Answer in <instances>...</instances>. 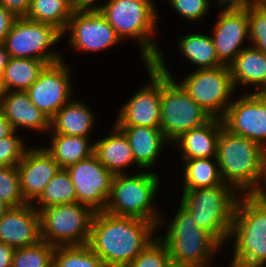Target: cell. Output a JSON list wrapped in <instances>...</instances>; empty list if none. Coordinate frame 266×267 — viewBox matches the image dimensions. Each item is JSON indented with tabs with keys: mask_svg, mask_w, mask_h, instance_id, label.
Here are the masks:
<instances>
[{
	"mask_svg": "<svg viewBox=\"0 0 266 267\" xmlns=\"http://www.w3.org/2000/svg\"><path fill=\"white\" fill-rule=\"evenodd\" d=\"M157 232L149 221L95 212L86 245L107 267H127L158 236Z\"/></svg>",
	"mask_w": 266,
	"mask_h": 267,
	"instance_id": "1",
	"label": "cell"
},
{
	"mask_svg": "<svg viewBox=\"0 0 266 267\" xmlns=\"http://www.w3.org/2000/svg\"><path fill=\"white\" fill-rule=\"evenodd\" d=\"M220 175L241 195L260 194L266 182V150L224 127L217 143Z\"/></svg>",
	"mask_w": 266,
	"mask_h": 267,
	"instance_id": "2",
	"label": "cell"
},
{
	"mask_svg": "<svg viewBox=\"0 0 266 267\" xmlns=\"http://www.w3.org/2000/svg\"><path fill=\"white\" fill-rule=\"evenodd\" d=\"M230 243L233 255L228 267H266V200L260 194L239 197Z\"/></svg>",
	"mask_w": 266,
	"mask_h": 267,
	"instance_id": "3",
	"label": "cell"
},
{
	"mask_svg": "<svg viewBox=\"0 0 266 267\" xmlns=\"http://www.w3.org/2000/svg\"><path fill=\"white\" fill-rule=\"evenodd\" d=\"M176 209L173 218L162 215L158 225L159 231L166 224L165 235L158 237L166 244L173 266L212 267V260L222 246L196 225L192 215L181 204Z\"/></svg>",
	"mask_w": 266,
	"mask_h": 267,
	"instance_id": "4",
	"label": "cell"
},
{
	"mask_svg": "<svg viewBox=\"0 0 266 267\" xmlns=\"http://www.w3.org/2000/svg\"><path fill=\"white\" fill-rule=\"evenodd\" d=\"M155 6L154 0H109L98 9L122 41H137L144 64L153 63L161 51L155 39L160 19Z\"/></svg>",
	"mask_w": 266,
	"mask_h": 267,
	"instance_id": "5",
	"label": "cell"
},
{
	"mask_svg": "<svg viewBox=\"0 0 266 267\" xmlns=\"http://www.w3.org/2000/svg\"><path fill=\"white\" fill-rule=\"evenodd\" d=\"M180 204L201 229L227 246L236 205L241 194L227 183L216 187L182 190Z\"/></svg>",
	"mask_w": 266,
	"mask_h": 267,
	"instance_id": "6",
	"label": "cell"
},
{
	"mask_svg": "<svg viewBox=\"0 0 266 267\" xmlns=\"http://www.w3.org/2000/svg\"><path fill=\"white\" fill-rule=\"evenodd\" d=\"M138 172L135 175L134 173L114 175L104 211L117 216L149 221L158 228L163 213L156 207L158 205L155 197L162 180L155 171Z\"/></svg>",
	"mask_w": 266,
	"mask_h": 267,
	"instance_id": "7",
	"label": "cell"
},
{
	"mask_svg": "<svg viewBox=\"0 0 266 267\" xmlns=\"http://www.w3.org/2000/svg\"><path fill=\"white\" fill-rule=\"evenodd\" d=\"M163 56L160 51L152 64L161 72L160 129L172 143L182 133L207 123L212 116L176 81Z\"/></svg>",
	"mask_w": 266,
	"mask_h": 267,
	"instance_id": "8",
	"label": "cell"
},
{
	"mask_svg": "<svg viewBox=\"0 0 266 267\" xmlns=\"http://www.w3.org/2000/svg\"><path fill=\"white\" fill-rule=\"evenodd\" d=\"M36 210L44 242L54 247L87 244L95 214L91 208L76 202Z\"/></svg>",
	"mask_w": 266,
	"mask_h": 267,
	"instance_id": "9",
	"label": "cell"
},
{
	"mask_svg": "<svg viewBox=\"0 0 266 267\" xmlns=\"http://www.w3.org/2000/svg\"><path fill=\"white\" fill-rule=\"evenodd\" d=\"M61 40L62 32L53 25L20 17L14 20L3 45L9 57L37 59L52 64L64 58L60 52L51 49Z\"/></svg>",
	"mask_w": 266,
	"mask_h": 267,
	"instance_id": "10",
	"label": "cell"
},
{
	"mask_svg": "<svg viewBox=\"0 0 266 267\" xmlns=\"http://www.w3.org/2000/svg\"><path fill=\"white\" fill-rule=\"evenodd\" d=\"M188 95L214 118H222L234 99L229 66L194 69L178 81Z\"/></svg>",
	"mask_w": 266,
	"mask_h": 267,
	"instance_id": "11",
	"label": "cell"
},
{
	"mask_svg": "<svg viewBox=\"0 0 266 267\" xmlns=\"http://www.w3.org/2000/svg\"><path fill=\"white\" fill-rule=\"evenodd\" d=\"M66 34H70L67 42L69 48L90 54L105 52L123 42L99 10L75 9L62 33V38Z\"/></svg>",
	"mask_w": 266,
	"mask_h": 267,
	"instance_id": "12",
	"label": "cell"
},
{
	"mask_svg": "<svg viewBox=\"0 0 266 267\" xmlns=\"http://www.w3.org/2000/svg\"><path fill=\"white\" fill-rule=\"evenodd\" d=\"M64 59L47 64L36 81L26 90L30 101L51 119L64 105L74 99L69 63ZM69 66V67H68Z\"/></svg>",
	"mask_w": 266,
	"mask_h": 267,
	"instance_id": "13",
	"label": "cell"
},
{
	"mask_svg": "<svg viewBox=\"0 0 266 267\" xmlns=\"http://www.w3.org/2000/svg\"><path fill=\"white\" fill-rule=\"evenodd\" d=\"M148 83L138 89L116 113L117 126H146L160 128L161 72L152 64H144Z\"/></svg>",
	"mask_w": 266,
	"mask_h": 267,
	"instance_id": "14",
	"label": "cell"
},
{
	"mask_svg": "<svg viewBox=\"0 0 266 267\" xmlns=\"http://www.w3.org/2000/svg\"><path fill=\"white\" fill-rule=\"evenodd\" d=\"M221 118L229 132L250 139L266 150V100L243 90Z\"/></svg>",
	"mask_w": 266,
	"mask_h": 267,
	"instance_id": "15",
	"label": "cell"
},
{
	"mask_svg": "<svg viewBox=\"0 0 266 267\" xmlns=\"http://www.w3.org/2000/svg\"><path fill=\"white\" fill-rule=\"evenodd\" d=\"M72 179L77 202L94 212L105 210L114 175L93 154L87 159L66 168Z\"/></svg>",
	"mask_w": 266,
	"mask_h": 267,
	"instance_id": "16",
	"label": "cell"
},
{
	"mask_svg": "<svg viewBox=\"0 0 266 267\" xmlns=\"http://www.w3.org/2000/svg\"><path fill=\"white\" fill-rule=\"evenodd\" d=\"M217 15L218 18L213 25L210 36L218 60L223 65L229 66L237 55L247 47L246 41L250 42L247 10L219 11Z\"/></svg>",
	"mask_w": 266,
	"mask_h": 267,
	"instance_id": "17",
	"label": "cell"
},
{
	"mask_svg": "<svg viewBox=\"0 0 266 267\" xmlns=\"http://www.w3.org/2000/svg\"><path fill=\"white\" fill-rule=\"evenodd\" d=\"M24 200L33 203L60 170L53 156L40 144L29 147L17 165Z\"/></svg>",
	"mask_w": 266,
	"mask_h": 267,
	"instance_id": "18",
	"label": "cell"
},
{
	"mask_svg": "<svg viewBox=\"0 0 266 267\" xmlns=\"http://www.w3.org/2000/svg\"><path fill=\"white\" fill-rule=\"evenodd\" d=\"M42 241L38 211L31 203L9 208L0 217V242L14 249Z\"/></svg>",
	"mask_w": 266,
	"mask_h": 267,
	"instance_id": "19",
	"label": "cell"
},
{
	"mask_svg": "<svg viewBox=\"0 0 266 267\" xmlns=\"http://www.w3.org/2000/svg\"><path fill=\"white\" fill-rule=\"evenodd\" d=\"M1 110L14 131H50V119L30 101L26 91H7Z\"/></svg>",
	"mask_w": 266,
	"mask_h": 267,
	"instance_id": "20",
	"label": "cell"
},
{
	"mask_svg": "<svg viewBox=\"0 0 266 267\" xmlns=\"http://www.w3.org/2000/svg\"><path fill=\"white\" fill-rule=\"evenodd\" d=\"M223 122L212 117L207 123L182 133L172 144L178 147L182 160L216 158L217 143Z\"/></svg>",
	"mask_w": 266,
	"mask_h": 267,
	"instance_id": "21",
	"label": "cell"
},
{
	"mask_svg": "<svg viewBox=\"0 0 266 267\" xmlns=\"http://www.w3.org/2000/svg\"><path fill=\"white\" fill-rule=\"evenodd\" d=\"M112 128L108 135L94 141V155L113 175L128 174V168L131 165L134 167V164L140 171L141 168L134 160L128 138L115 123Z\"/></svg>",
	"mask_w": 266,
	"mask_h": 267,
	"instance_id": "22",
	"label": "cell"
},
{
	"mask_svg": "<svg viewBox=\"0 0 266 267\" xmlns=\"http://www.w3.org/2000/svg\"><path fill=\"white\" fill-rule=\"evenodd\" d=\"M129 140L136 164L141 170L151 171L166 144L172 143L160 128L146 126H118Z\"/></svg>",
	"mask_w": 266,
	"mask_h": 267,
	"instance_id": "23",
	"label": "cell"
},
{
	"mask_svg": "<svg viewBox=\"0 0 266 267\" xmlns=\"http://www.w3.org/2000/svg\"><path fill=\"white\" fill-rule=\"evenodd\" d=\"M83 100H77L74 97L70 102L64 105L51 119V133L64 134L68 136L92 135L96 116L92 108Z\"/></svg>",
	"mask_w": 266,
	"mask_h": 267,
	"instance_id": "24",
	"label": "cell"
},
{
	"mask_svg": "<svg viewBox=\"0 0 266 267\" xmlns=\"http://www.w3.org/2000/svg\"><path fill=\"white\" fill-rule=\"evenodd\" d=\"M235 89L262 85L266 76V54L248 44L229 65ZM239 86V87H238Z\"/></svg>",
	"mask_w": 266,
	"mask_h": 267,
	"instance_id": "25",
	"label": "cell"
},
{
	"mask_svg": "<svg viewBox=\"0 0 266 267\" xmlns=\"http://www.w3.org/2000/svg\"><path fill=\"white\" fill-rule=\"evenodd\" d=\"M51 143L44 148L53 156L60 169H66L94 154V144L90 137L68 136L48 132Z\"/></svg>",
	"mask_w": 266,
	"mask_h": 267,
	"instance_id": "26",
	"label": "cell"
},
{
	"mask_svg": "<svg viewBox=\"0 0 266 267\" xmlns=\"http://www.w3.org/2000/svg\"><path fill=\"white\" fill-rule=\"evenodd\" d=\"M176 41L179 52L196 69L215 68L223 64L218 60L215 46L209 34L200 32L181 35Z\"/></svg>",
	"mask_w": 266,
	"mask_h": 267,
	"instance_id": "27",
	"label": "cell"
},
{
	"mask_svg": "<svg viewBox=\"0 0 266 267\" xmlns=\"http://www.w3.org/2000/svg\"><path fill=\"white\" fill-rule=\"evenodd\" d=\"M182 190L216 187L224 181L216 158L182 160Z\"/></svg>",
	"mask_w": 266,
	"mask_h": 267,
	"instance_id": "28",
	"label": "cell"
},
{
	"mask_svg": "<svg viewBox=\"0 0 266 267\" xmlns=\"http://www.w3.org/2000/svg\"><path fill=\"white\" fill-rule=\"evenodd\" d=\"M46 65L37 59L10 57L1 75L6 91H26Z\"/></svg>",
	"mask_w": 266,
	"mask_h": 267,
	"instance_id": "29",
	"label": "cell"
},
{
	"mask_svg": "<svg viewBox=\"0 0 266 267\" xmlns=\"http://www.w3.org/2000/svg\"><path fill=\"white\" fill-rule=\"evenodd\" d=\"M74 10L72 0H31L25 18L51 24L63 33Z\"/></svg>",
	"mask_w": 266,
	"mask_h": 267,
	"instance_id": "30",
	"label": "cell"
},
{
	"mask_svg": "<svg viewBox=\"0 0 266 267\" xmlns=\"http://www.w3.org/2000/svg\"><path fill=\"white\" fill-rule=\"evenodd\" d=\"M76 202L77 195L72 179L66 169H60L32 205L35 209H45Z\"/></svg>",
	"mask_w": 266,
	"mask_h": 267,
	"instance_id": "31",
	"label": "cell"
},
{
	"mask_svg": "<svg viewBox=\"0 0 266 267\" xmlns=\"http://www.w3.org/2000/svg\"><path fill=\"white\" fill-rule=\"evenodd\" d=\"M52 267H107L87 245L56 247Z\"/></svg>",
	"mask_w": 266,
	"mask_h": 267,
	"instance_id": "32",
	"label": "cell"
},
{
	"mask_svg": "<svg viewBox=\"0 0 266 267\" xmlns=\"http://www.w3.org/2000/svg\"><path fill=\"white\" fill-rule=\"evenodd\" d=\"M55 248L43 240L31 246L16 248L11 267H52Z\"/></svg>",
	"mask_w": 266,
	"mask_h": 267,
	"instance_id": "33",
	"label": "cell"
},
{
	"mask_svg": "<svg viewBox=\"0 0 266 267\" xmlns=\"http://www.w3.org/2000/svg\"><path fill=\"white\" fill-rule=\"evenodd\" d=\"M0 200L9 208L27 204L21 193L17 166L0 167Z\"/></svg>",
	"mask_w": 266,
	"mask_h": 267,
	"instance_id": "34",
	"label": "cell"
},
{
	"mask_svg": "<svg viewBox=\"0 0 266 267\" xmlns=\"http://www.w3.org/2000/svg\"><path fill=\"white\" fill-rule=\"evenodd\" d=\"M127 267H174L166 244L157 236Z\"/></svg>",
	"mask_w": 266,
	"mask_h": 267,
	"instance_id": "35",
	"label": "cell"
},
{
	"mask_svg": "<svg viewBox=\"0 0 266 267\" xmlns=\"http://www.w3.org/2000/svg\"><path fill=\"white\" fill-rule=\"evenodd\" d=\"M251 46L266 54V2H260L247 10Z\"/></svg>",
	"mask_w": 266,
	"mask_h": 267,
	"instance_id": "36",
	"label": "cell"
},
{
	"mask_svg": "<svg viewBox=\"0 0 266 267\" xmlns=\"http://www.w3.org/2000/svg\"><path fill=\"white\" fill-rule=\"evenodd\" d=\"M17 135V131H14L6 138L0 139V167L3 166H17L26 150L30 146H26L24 137Z\"/></svg>",
	"mask_w": 266,
	"mask_h": 267,
	"instance_id": "37",
	"label": "cell"
},
{
	"mask_svg": "<svg viewBox=\"0 0 266 267\" xmlns=\"http://www.w3.org/2000/svg\"><path fill=\"white\" fill-rule=\"evenodd\" d=\"M167 1V0H166ZM171 9H174L185 21L190 23L201 22L209 13L212 3L210 0H168Z\"/></svg>",
	"mask_w": 266,
	"mask_h": 267,
	"instance_id": "38",
	"label": "cell"
},
{
	"mask_svg": "<svg viewBox=\"0 0 266 267\" xmlns=\"http://www.w3.org/2000/svg\"><path fill=\"white\" fill-rule=\"evenodd\" d=\"M220 11H242L260 3L259 0H215Z\"/></svg>",
	"mask_w": 266,
	"mask_h": 267,
	"instance_id": "39",
	"label": "cell"
},
{
	"mask_svg": "<svg viewBox=\"0 0 266 267\" xmlns=\"http://www.w3.org/2000/svg\"><path fill=\"white\" fill-rule=\"evenodd\" d=\"M31 0H0V4L16 18L26 17Z\"/></svg>",
	"mask_w": 266,
	"mask_h": 267,
	"instance_id": "40",
	"label": "cell"
},
{
	"mask_svg": "<svg viewBox=\"0 0 266 267\" xmlns=\"http://www.w3.org/2000/svg\"><path fill=\"white\" fill-rule=\"evenodd\" d=\"M16 17L0 4V44L4 43Z\"/></svg>",
	"mask_w": 266,
	"mask_h": 267,
	"instance_id": "41",
	"label": "cell"
},
{
	"mask_svg": "<svg viewBox=\"0 0 266 267\" xmlns=\"http://www.w3.org/2000/svg\"><path fill=\"white\" fill-rule=\"evenodd\" d=\"M15 249L0 242V267H11Z\"/></svg>",
	"mask_w": 266,
	"mask_h": 267,
	"instance_id": "42",
	"label": "cell"
},
{
	"mask_svg": "<svg viewBox=\"0 0 266 267\" xmlns=\"http://www.w3.org/2000/svg\"><path fill=\"white\" fill-rule=\"evenodd\" d=\"M72 0L76 10H98L104 3L109 0ZM100 3V4H99Z\"/></svg>",
	"mask_w": 266,
	"mask_h": 267,
	"instance_id": "43",
	"label": "cell"
},
{
	"mask_svg": "<svg viewBox=\"0 0 266 267\" xmlns=\"http://www.w3.org/2000/svg\"><path fill=\"white\" fill-rule=\"evenodd\" d=\"M14 132L10 122L4 116L0 108V139L6 138Z\"/></svg>",
	"mask_w": 266,
	"mask_h": 267,
	"instance_id": "44",
	"label": "cell"
},
{
	"mask_svg": "<svg viewBox=\"0 0 266 267\" xmlns=\"http://www.w3.org/2000/svg\"><path fill=\"white\" fill-rule=\"evenodd\" d=\"M9 54L3 44H0V75H2L5 66L9 60Z\"/></svg>",
	"mask_w": 266,
	"mask_h": 267,
	"instance_id": "45",
	"label": "cell"
},
{
	"mask_svg": "<svg viewBox=\"0 0 266 267\" xmlns=\"http://www.w3.org/2000/svg\"><path fill=\"white\" fill-rule=\"evenodd\" d=\"M253 93L266 100V76H265V80L262 83V85Z\"/></svg>",
	"mask_w": 266,
	"mask_h": 267,
	"instance_id": "46",
	"label": "cell"
},
{
	"mask_svg": "<svg viewBox=\"0 0 266 267\" xmlns=\"http://www.w3.org/2000/svg\"><path fill=\"white\" fill-rule=\"evenodd\" d=\"M6 92L7 91L4 87V83H3L2 77L0 75V108H1V105H2V102H3V99L5 97Z\"/></svg>",
	"mask_w": 266,
	"mask_h": 267,
	"instance_id": "47",
	"label": "cell"
},
{
	"mask_svg": "<svg viewBox=\"0 0 266 267\" xmlns=\"http://www.w3.org/2000/svg\"><path fill=\"white\" fill-rule=\"evenodd\" d=\"M9 209V207L0 200V217Z\"/></svg>",
	"mask_w": 266,
	"mask_h": 267,
	"instance_id": "48",
	"label": "cell"
},
{
	"mask_svg": "<svg viewBox=\"0 0 266 267\" xmlns=\"http://www.w3.org/2000/svg\"><path fill=\"white\" fill-rule=\"evenodd\" d=\"M260 195L266 200V182H265L264 188H263L262 192L260 193Z\"/></svg>",
	"mask_w": 266,
	"mask_h": 267,
	"instance_id": "49",
	"label": "cell"
}]
</instances>
